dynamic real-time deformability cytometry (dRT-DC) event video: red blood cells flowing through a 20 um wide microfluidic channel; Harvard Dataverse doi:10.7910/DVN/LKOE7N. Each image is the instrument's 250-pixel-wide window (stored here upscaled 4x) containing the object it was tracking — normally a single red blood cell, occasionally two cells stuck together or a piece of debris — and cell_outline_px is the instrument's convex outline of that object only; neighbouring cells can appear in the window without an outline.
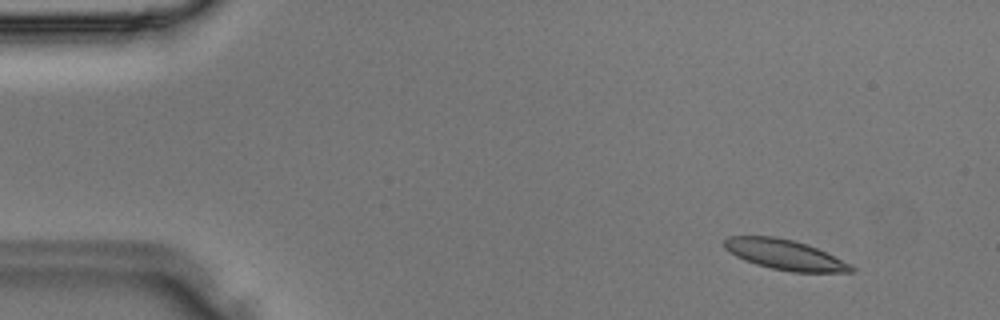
{"species": "Egyptian fruit bat (a non-hibernating species)", "species_latin": "Rousettus aegyptiacus", "temperature_condition": "room temperature", "stored_images_in_passage": 39, "segment_of_instrument_passage": [1, 2], "camera_frame_rate_fps": 3000, "um_per_image_px": 0.085, "animal": {"sex": "male"}, "frame": {"image": 1, "passage_image": 4, "time_ms": 1.0, "image_size_px": [1000, 320], "cell_outline_px": [[856, 272], [792, 272], [772, 268], [756, 264], [744, 260], [736, 256], [724, 248], [724, 240], [728, 236], [776, 236], [792, 240], [816, 248], [852, 264], [856, 268]], "centroid_in_image_um": [66.72, 21.65], "position_along_channel_um": 18.3, "area_um2": 22.2}}
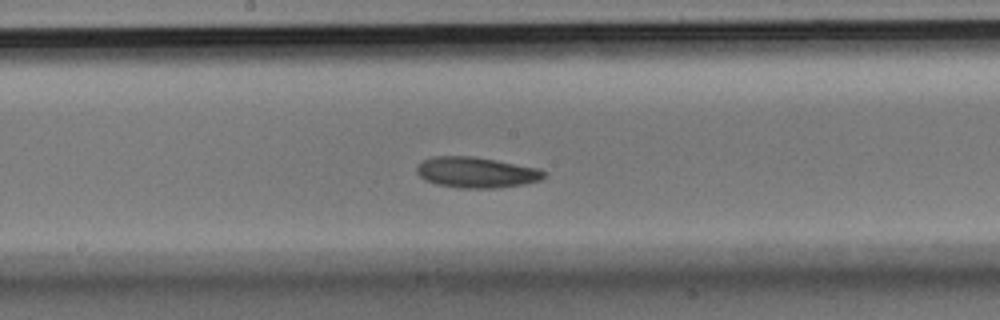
{"frame": {"image": 2, "passage_image": 20, "time_ms": 6.333, "image_size_px": [1000, 320], "cell_outline_px": [[548, 172], [540, 180], [524, 184], [500, 188], [460, 188], [436, 184], [424, 180], [416, 172], [416, 164], [420, 160], [432, 156], [472, 156], [496, 160], [540, 168]], "centroid_in_image_um": [40.46, 14.65], "position_along_channel_um": 207.7, "area_um2": 23.18}}
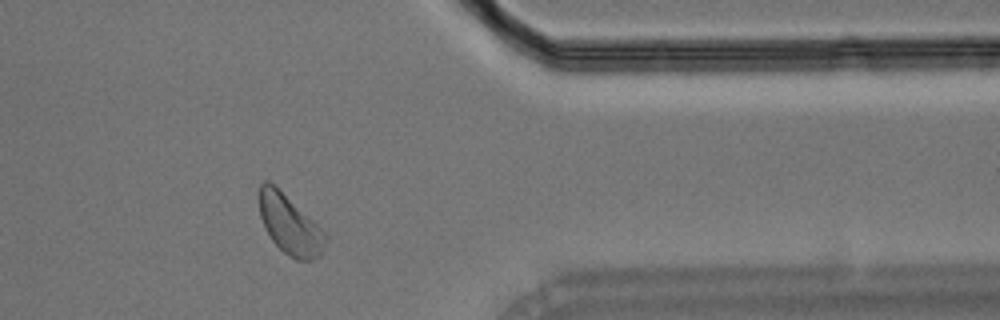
{"frame": {"image": 3, "passage_image": 31, "time_ms": 10.0, "image_size_px": [1000, 320], "cell_outline_px": [[328, 240], [320, 256], [312, 260], [296, 260], [288, 256], [272, 240], [264, 228], [260, 216], [260, 184], [264, 180], [268, 180], [312, 220], [328, 236]], "centroid_in_image_um": [24.64, 19.15], "position_along_channel_um": 386.8, "area_um2": 22.43}}